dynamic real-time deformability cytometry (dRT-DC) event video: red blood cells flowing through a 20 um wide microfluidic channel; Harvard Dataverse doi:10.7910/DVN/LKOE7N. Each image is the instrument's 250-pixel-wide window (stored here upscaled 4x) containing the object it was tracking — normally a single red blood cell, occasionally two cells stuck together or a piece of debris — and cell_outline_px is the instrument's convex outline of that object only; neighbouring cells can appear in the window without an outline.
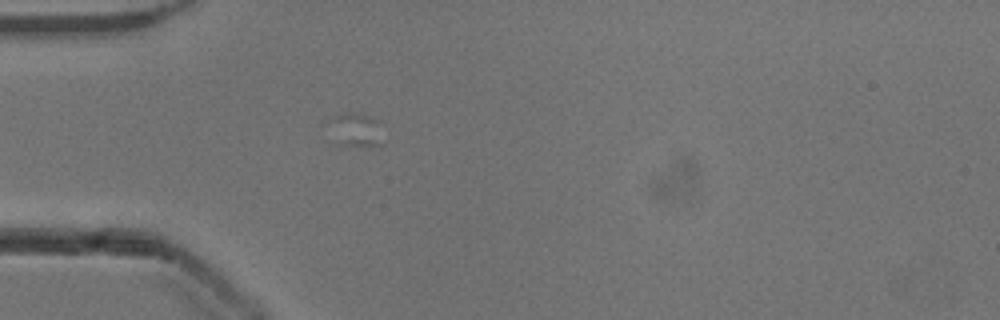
{"species": "common noctule bat (a hibernating species)", "species_latin": "Nyctalus noctula", "temperature_condition": "cold", "stored_images_in_passage": 4, "camera_frame_rate_fps": 3000, "um_per_image_px": 0.085, "animal": {"sex": "male", "body_mass_g": 13.3}, "frame": {"image": 1, "passage_image": 1, "time_ms": 0.0, "image_size_px": [1000, 320], "cell_outline_px": [[380, 144], [332, 144], [324, 124], [332, 116], [344, 112], [360, 112], [376, 120]], "centroid_in_image_um": [29.96, 10.97], "position_along_channel_um": 55.0, "area_um2": 10.69}}